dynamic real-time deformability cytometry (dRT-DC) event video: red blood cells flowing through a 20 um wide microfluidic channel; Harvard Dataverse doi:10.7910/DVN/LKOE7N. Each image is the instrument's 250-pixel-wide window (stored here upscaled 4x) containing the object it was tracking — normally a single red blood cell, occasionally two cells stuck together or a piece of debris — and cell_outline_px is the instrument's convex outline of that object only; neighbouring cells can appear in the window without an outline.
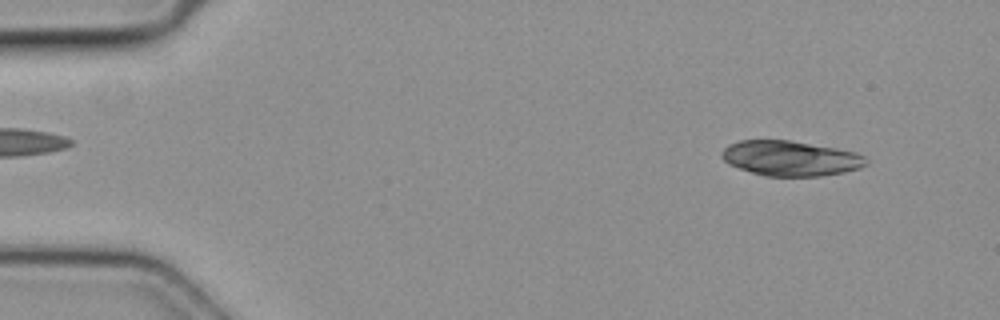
{"species": "common noctule bat (a hibernating species)", "species_latin": "Nyctalus noctula", "temperature_condition": "cold", "stored_images_in_passage": 51, "camera_frame_rate_fps": 3000, "um_per_image_px": 0.085, "animal": {"sex": "female", "body_mass_g": 19.3, "forearm_length_mm": 54.1}, "frame": {"image": 1, "passage_image": 5, "time_ms": 1.333, "image_size_px": [1000, 320], "cell_outline_px": [[868, 164], [860, 168], [844, 172], [820, 176], [764, 176], [728, 164], [720, 156], [724, 148], [728, 144], [740, 140], [788, 140], [836, 148], [856, 152], [864, 156], [868, 160]], "centroid_in_image_um": [67.2, 13.45], "position_along_channel_um": 17.8, "area_um2": 29.54}}
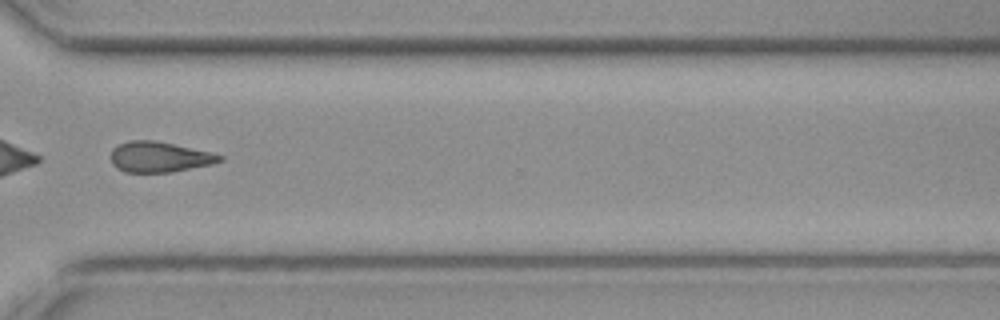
{"frame": {"image": 2, "passage_image": 39, "time_ms": 12.667, "image_size_px": [1000, 320], "cell_outline_px": [[224, 160], [212, 164], [172, 172], [124, 172], [116, 168], [112, 164], [112, 148], [128, 140], [152, 140], [212, 152], [224, 156]], "centroid_in_image_um": [13.56, 13.35], "position_along_channel_um": 357.0, "area_um2": 19.31}}